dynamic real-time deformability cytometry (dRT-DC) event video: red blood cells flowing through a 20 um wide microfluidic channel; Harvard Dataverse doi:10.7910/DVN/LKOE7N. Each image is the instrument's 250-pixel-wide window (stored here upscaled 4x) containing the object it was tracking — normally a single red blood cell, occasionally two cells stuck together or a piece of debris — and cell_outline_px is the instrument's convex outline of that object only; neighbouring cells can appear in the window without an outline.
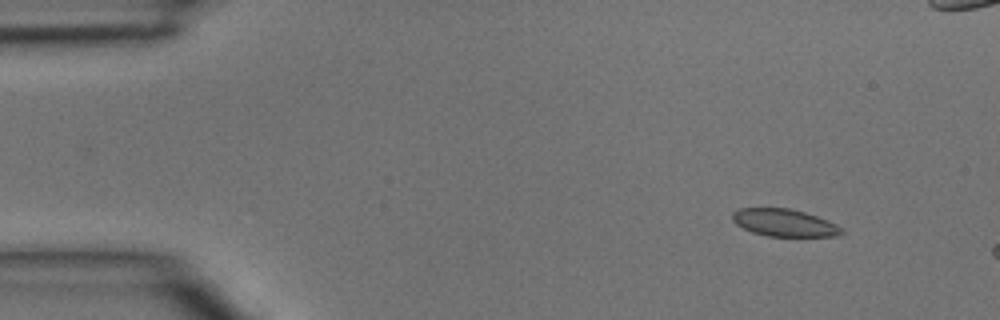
{"species": "common noctule bat (a hibernating species)", "species_latin": "Nyctalus noctula", "temperature_condition": "room temperature", "stored_images_in_passage": 3, "camera_frame_rate_fps": 3000, "um_per_image_px": 0.085, "animal": {"sex": "male", "body_mass_g": 15.6}, "frame": {"image": 1, "passage_image": 1, "time_ms": 0.0, "image_size_px": [1000, 320], "cell_outline_px": [[844, 232], [836, 236], [768, 236], [752, 232], [736, 224], [732, 220], [732, 212], [740, 208], [788, 208], [804, 212], [828, 220], [836, 224]], "centroid_in_image_um": [66.64, 18.93], "position_along_channel_um": 18.4, "area_um2": 17.28}}